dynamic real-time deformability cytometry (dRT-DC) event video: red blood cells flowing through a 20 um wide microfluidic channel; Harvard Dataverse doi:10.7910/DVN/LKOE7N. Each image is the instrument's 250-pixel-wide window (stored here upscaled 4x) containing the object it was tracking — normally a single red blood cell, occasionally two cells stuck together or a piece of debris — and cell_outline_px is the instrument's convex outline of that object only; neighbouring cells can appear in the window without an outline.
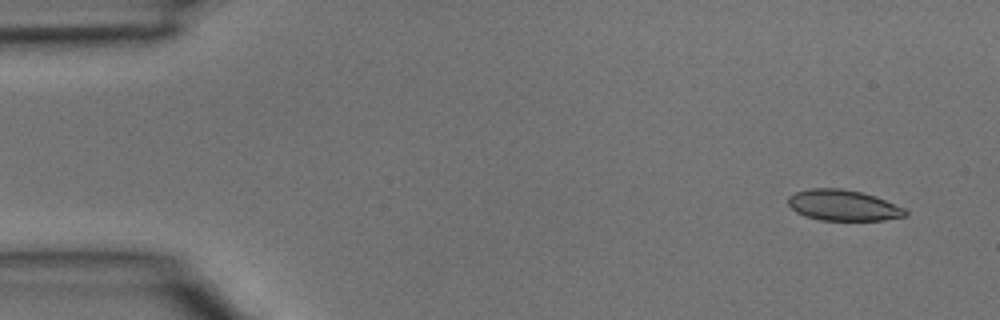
{"species": "common noctule bat (a hibernating species)", "species_latin": "Nyctalus noctula", "temperature_condition": "room temperature", "stored_images_in_passage": 3, "camera_frame_rate_fps": 3000, "um_per_image_px": 0.085, "animal": {"sex": "male", "body_mass_g": 15.6}, "frame": {"image": 1, "passage_image": 1, "time_ms": 0.0, "image_size_px": [1000, 320], "cell_outline_px": [[908, 216], [884, 220], [820, 220], [804, 216], [796, 212], [788, 204], [788, 196], [796, 192], [812, 188], [840, 188], [860, 192], [876, 196], [904, 208], [908, 212]], "centroid_in_image_um": [71.68, 17.46], "position_along_channel_um": 13.3, "area_um2": 21.1}}